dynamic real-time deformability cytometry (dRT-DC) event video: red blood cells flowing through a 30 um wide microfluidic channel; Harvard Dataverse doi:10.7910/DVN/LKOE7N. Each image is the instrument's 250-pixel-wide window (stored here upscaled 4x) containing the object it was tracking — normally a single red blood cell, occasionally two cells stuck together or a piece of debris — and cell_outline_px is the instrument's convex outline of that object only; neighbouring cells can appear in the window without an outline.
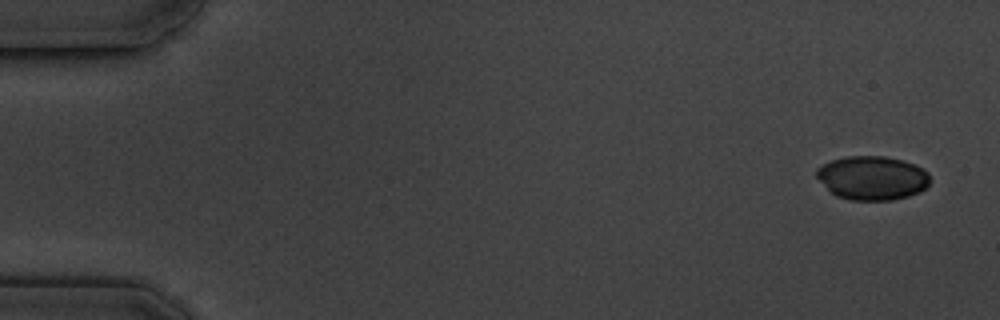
{"species": "common noctule bat (a hibernating species)", "species_latin": "Nyctalus noctula", "temperature_condition": "cold", "stored_images_in_passage": 5, "camera_frame_rate_fps": 3000, "um_per_image_px": 0.085, "animal": {"sex": "male", "body_mass_g": 19.5, "forearm_length_mm": 54.6}, "frame": {"image": 1, "passage_image": 1, "time_ms": 0.0, "image_size_px": [1000, 320], "cell_outline_px": [[928, 184], [920, 192], [908, 196], [892, 200], [852, 200], [836, 196], [816, 176], [816, 168], [832, 160], [844, 156], [884, 156], [904, 160], [916, 164], [924, 168], [928, 172]], "centroid_in_image_um": [74.16, 15.11], "position_along_channel_um": 10.8, "area_um2": 29.02}}